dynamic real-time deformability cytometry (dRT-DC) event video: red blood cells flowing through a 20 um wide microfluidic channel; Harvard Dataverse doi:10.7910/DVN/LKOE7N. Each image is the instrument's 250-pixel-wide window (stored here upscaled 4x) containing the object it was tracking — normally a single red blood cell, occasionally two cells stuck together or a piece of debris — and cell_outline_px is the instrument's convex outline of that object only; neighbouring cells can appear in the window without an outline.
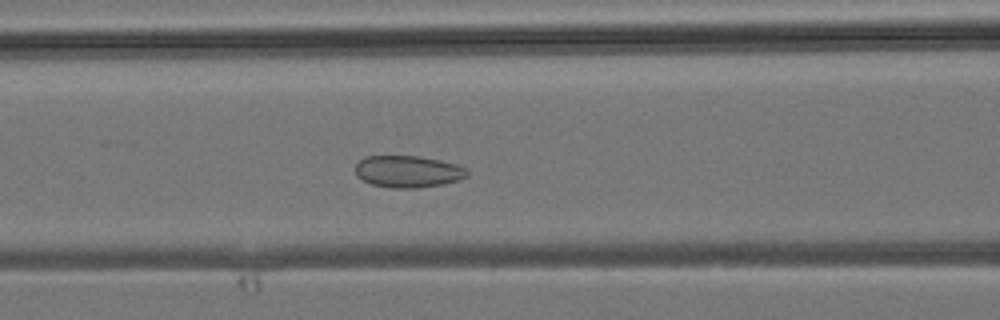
{"species": "common noctule bat (a hibernating species)", "species_latin": "Nyctalus noctula", "temperature_condition": "room temperature", "stored_images_in_passage": 29, "camera_frame_rate_fps": 3000, "um_per_image_px": 0.085, "animal": {"sex": "male", "body_mass_g": 19.2, "forearm_length_mm": 51.8}, "frame": {"image": 1, "passage_image": 7, "time_ms": 2.0, "image_size_px": [1000, 320], "cell_outline_px": [[468, 176], [460, 180], [444, 184], [416, 188], [392, 188], [372, 184], [356, 176], [356, 164], [364, 156], [420, 156], [440, 160], [456, 164], [468, 168]], "centroid_in_image_um": [34.71, 14.58], "position_along_channel_um": 131.9, "area_um2": 20.92}}
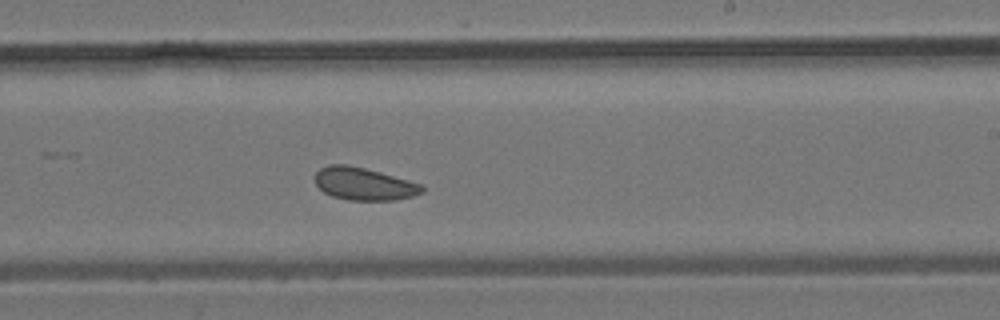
{"frame": {"image": 2, "passage_image": 15, "time_ms": 4.667, "image_size_px": [1000, 320], "cell_outline_px": [[424, 192], [412, 196], [396, 200], [348, 200], [332, 196], [324, 192], [316, 184], [316, 172], [320, 168], [328, 164], [348, 164], [380, 172], [424, 184]], "centroid_in_image_um": [30.96, 15.62], "position_along_channel_um": 258.0, "area_um2": 20.4}}
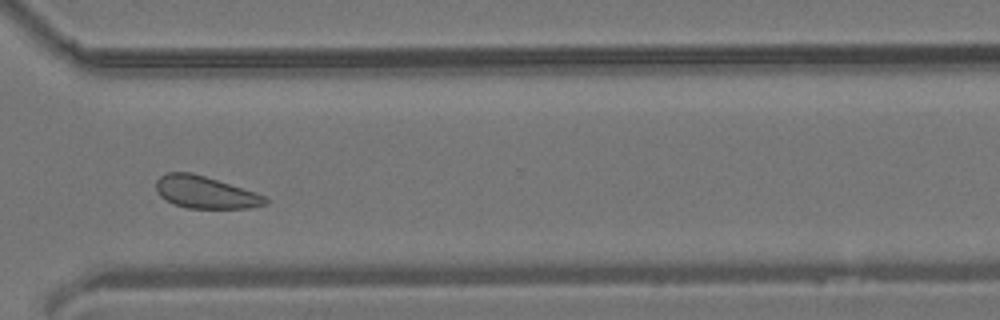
{"frame": {"image": 3, "passage_image": 21, "time_ms": 6.667, "image_size_px": [1000, 320], "cell_outline_px": [[268, 204], [248, 208], [188, 208], [172, 204], [164, 200], [156, 192], [156, 180], [160, 176], [168, 172], [192, 172], [256, 192], [268, 196]], "centroid_in_image_um": [17.45, 16.35], "position_along_channel_um": 353.2, "area_um2": 20.75}}